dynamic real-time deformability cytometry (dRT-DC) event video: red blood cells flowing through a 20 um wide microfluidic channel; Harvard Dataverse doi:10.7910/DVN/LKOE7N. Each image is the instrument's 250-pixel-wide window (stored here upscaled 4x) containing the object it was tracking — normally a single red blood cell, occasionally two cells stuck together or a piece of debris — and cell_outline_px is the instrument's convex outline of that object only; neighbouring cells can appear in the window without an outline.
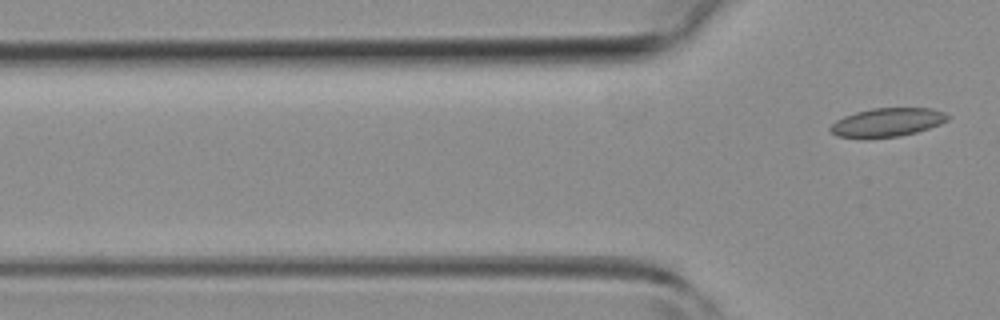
{"species": "common noctule bat (a hibernating species)", "species_latin": "Nyctalus noctula", "temperature_condition": "room temperature", "stored_images_in_passage": 5, "camera_frame_rate_fps": 3000, "um_per_image_px": 0.085, "animal": {"sex": "female", "body_mass_g": 19.3, "forearm_length_mm": 54.1}, "frame": {"image": 1, "passage_image": 5, "time_ms": 5.667, "image_size_px": [1000, 320], "cell_outline_px": [[952, 116], [948, 120], [940, 124], [916, 132], [900, 136], [864, 140], [860, 140], [836, 136], [828, 128], [836, 120], [844, 116], [856, 112], [872, 108], [932, 108], [944, 112]], "centroid_in_image_um": [75.38, 10.43], "position_along_channel_um": 50.4, "area_um2": 20.11}}